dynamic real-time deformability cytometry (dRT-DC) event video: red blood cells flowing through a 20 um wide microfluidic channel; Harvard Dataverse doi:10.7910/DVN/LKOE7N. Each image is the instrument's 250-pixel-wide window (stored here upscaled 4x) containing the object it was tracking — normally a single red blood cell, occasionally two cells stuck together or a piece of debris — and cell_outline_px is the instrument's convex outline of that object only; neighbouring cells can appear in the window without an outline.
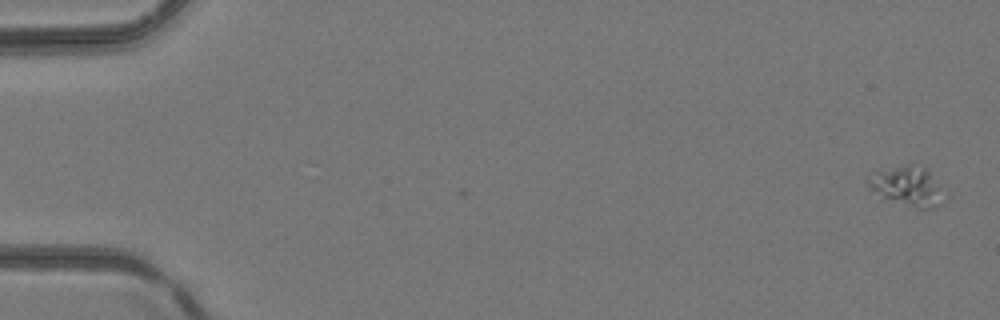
{"species": "common noctule bat (a hibernating species)", "species_latin": "Nyctalus noctula", "temperature_condition": "room temperature", "stored_images_in_passage": 6, "camera_frame_rate_fps": 3000, "um_per_image_px": 0.085, "animal": {"sex": "female", "body_mass_g": 24.6, "forearm_length_mm": 56.2}, "frame": {"image": 1, "passage_image": 1, "time_ms": 0.0, "image_size_px": [1000, 320], "cell_outline_px": [[936, 204], [928, 208], [916, 208], [884, 200], [868, 188], [868, 180], [876, 172], [908, 164], [928, 168], [936, 188]], "centroid_in_image_um": [76.94, 15.82], "position_along_channel_um": 8.1, "area_um2": 16.24}}
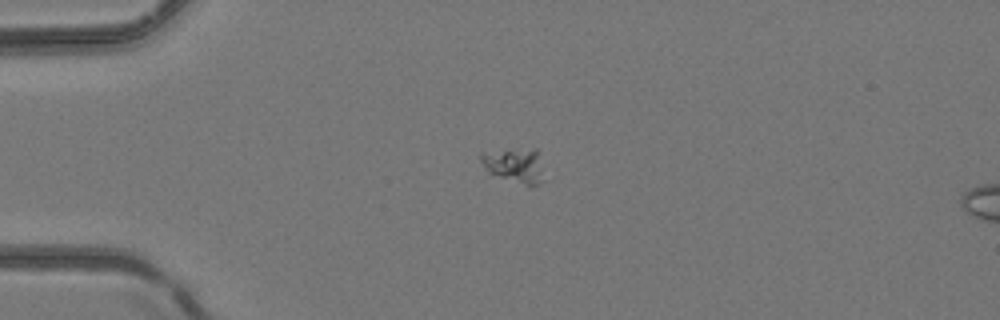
{"frame": {"image": 2, "passage_image": 4, "time_ms": 1.0, "image_size_px": [1000, 320], "cell_outline_px": [[544, 180], [536, 184], [524, 184], [488, 176], [480, 160], [480, 152], [532, 148], [536, 148], [540, 152]], "centroid_in_image_um": [43.71, 14.05], "position_along_channel_um": 41.3, "area_um2": 13.24}}
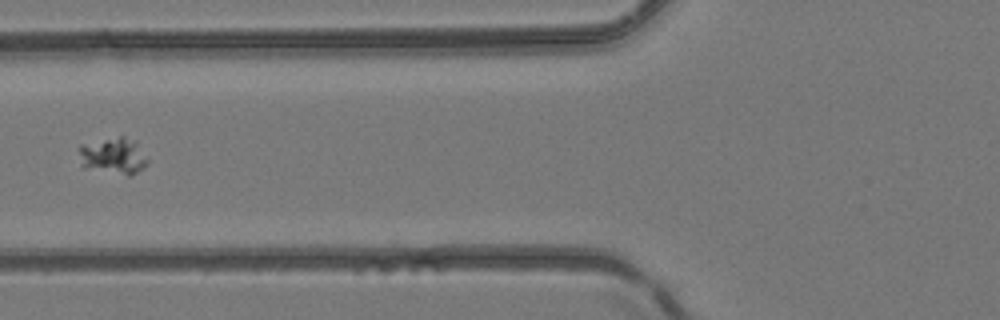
{"frame": {"image": 3, "passage_image": 6, "time_ms": 1.667, "image_size_px": [1000, 320], "cell_outline_px": [[148, 164], [144, 168], [132, 176], [128, 176], [80, 168], [80, 144], [120, 136], [124, 136], [136, 140], [148, 160]], "centroid_in_image_um": [9.64, 13.28], "position_along_channel_um": 116.2, "area_um2": 15.09}}